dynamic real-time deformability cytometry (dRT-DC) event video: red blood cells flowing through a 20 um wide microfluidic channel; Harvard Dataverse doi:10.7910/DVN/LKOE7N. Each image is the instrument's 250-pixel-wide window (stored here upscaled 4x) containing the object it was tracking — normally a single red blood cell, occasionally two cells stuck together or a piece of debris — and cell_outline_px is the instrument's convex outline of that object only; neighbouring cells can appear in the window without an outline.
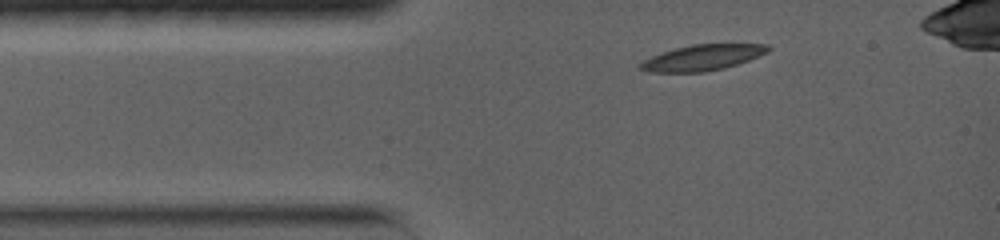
{"species": "common noctule bat (a hibernating species)", "species_latin": "Nyctalus noctula", "temperature_condition": "warm", "stored_images_in_passage": 2, "camera_frame_rate_fps": 5000, "um_per_image_px": 0.085, "animal": {"sex": "female", "body_mass_g": 19.0, "forearm_length_mm": 56.7}, "frame": {"image": 1, "passage_image": 2, "time_ms": 1.0, "image_size_px": [1000, 240], "cell_outline_px": [[772, 48], [768, 52], [748, 60], [724, 68], [704, 72], [652, 72], [636, 68], [644, 60], [652, 56], [676, 48], [692, 44], [768, 44]], "centroid_in_image_um": [59.72, 4.89], "position_along_channel_um": 25.3, "area_um2": 19.02}}